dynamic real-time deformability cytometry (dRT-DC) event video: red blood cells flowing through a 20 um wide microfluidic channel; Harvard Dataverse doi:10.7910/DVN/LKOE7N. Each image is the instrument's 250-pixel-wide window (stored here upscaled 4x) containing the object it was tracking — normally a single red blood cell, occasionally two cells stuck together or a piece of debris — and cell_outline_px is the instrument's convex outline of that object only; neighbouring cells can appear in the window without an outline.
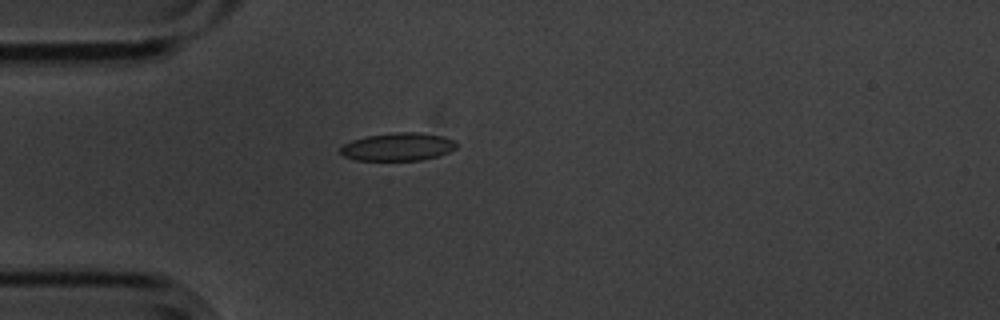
{"species": "common noctule bat (a hibernating species)", "species_latin": "Nyctalus noctula", "temperature_condition": "cold", "stored_images_in_passage": 6, "camera_frame_rate_fps": 3000, "um_per_image_px": 0.085, "animal": {"sex": "male", "body_mass_g": 20.1, "forearm_length_mm": 53.5}, "frame": {"image": 1, "passage_image": 5, "time_ms": 1.333, "image_size_px": [1000, 320], "cell_outline_px": [[456, 148], [448, 152], [436, 156], [420, 160], [356, 160], [344, 156], [340, 152], [340, 148], [344, 144], [352, 140], [368, 136], [396, 132], [420, 132], [440, 136], [456, 140]], "centroid_in_image_um": [33.82, 12.47], "position_along_channel_um": 51.2, "area_um2": 18.73}}